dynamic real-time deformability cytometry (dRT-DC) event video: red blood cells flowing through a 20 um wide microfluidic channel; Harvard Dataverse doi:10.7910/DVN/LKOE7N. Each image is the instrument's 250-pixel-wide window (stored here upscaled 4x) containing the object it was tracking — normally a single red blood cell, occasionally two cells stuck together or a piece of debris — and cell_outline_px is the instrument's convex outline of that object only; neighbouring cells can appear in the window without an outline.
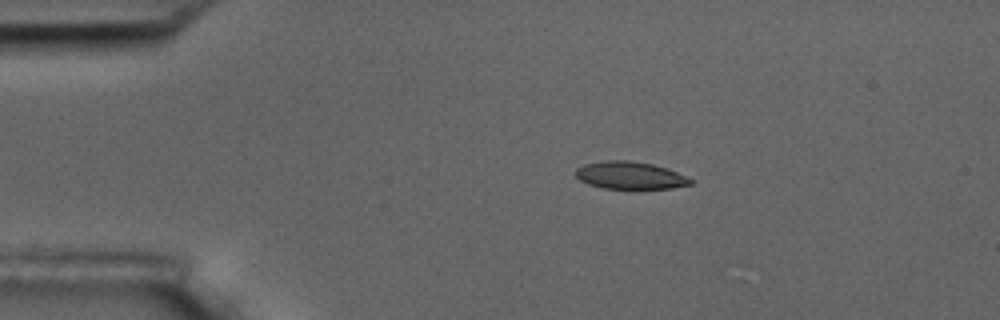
{"species": "common noctule bat (a hibernating species)", "species_latin": "Nyctalus noctula", "temperature_condition": "room temperature", "stored_images_in_passage": 4, "camera_frame_rate_fps": 3000, "um_per_image_px": 0.085, "animal": {"sex": "male", "body_mass_g": 17.5, "forearm_length_mm": 52.3}, "frame": {"image": 1, "passage_image": 2, "time_ms": 1.333, "image_size_px": [1000, 320], "cell_outline_px": [[692, 184], [672, 188], [604, 188], [588, 184], [580, 180], [576, 176], [576, 168], [584, 164], [608, 160], [628, 160], [652, 164], [668, 168], [692, 180]], "centroid_in_image_um": [53.53, 14.9], "position_along_channel_um": 31.5, "area_um2": 18.15}}